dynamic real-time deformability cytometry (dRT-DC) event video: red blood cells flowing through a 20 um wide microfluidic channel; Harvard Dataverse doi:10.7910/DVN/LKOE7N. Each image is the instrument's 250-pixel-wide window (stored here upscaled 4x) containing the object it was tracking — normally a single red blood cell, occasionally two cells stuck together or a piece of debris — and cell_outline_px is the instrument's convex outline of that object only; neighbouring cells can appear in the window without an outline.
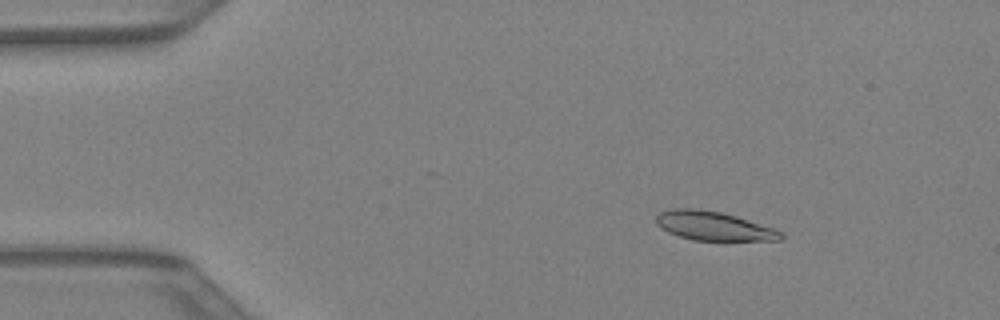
{"species": "Egyptian fruit bat (a non-hibernating species)", "species_latin": "Rousettus aegyptiacus", "temperature_condition": "warm", "stored_images_in_passage": 37, "camera_frame_rate_fps": 3000, "um_per_image_px": 0.085, "animal": {"sex": "female"}, "frame": {"image": 1, "passage_image": 1, "time_ms": 0.0, "image_size_px": [1000, 320], "cell_outline_px": [[784, 236], [780, 240], [724, 244], [692, 240], [668, 232], [660, 228], [656, 224], [656, 216], [660, 212], [676, 208], [696, 208], [720, 212], [736, 216], [784, 232]], "centroid_in_image_um": [60.72, 19.28], "position_along_channel_um": 24.3, "area_um2": 22.14}}
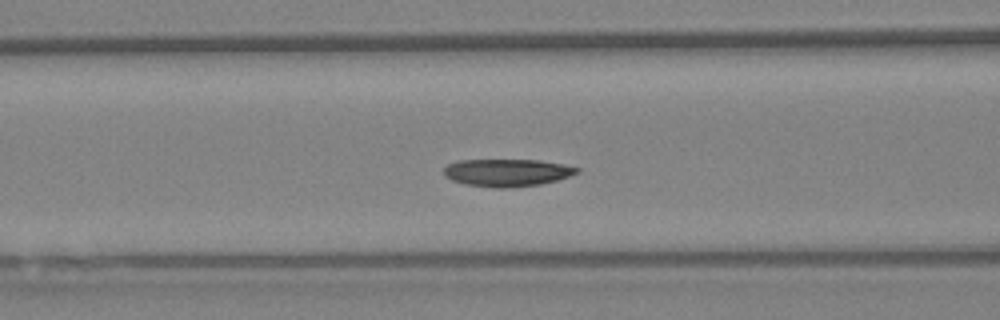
{"frame": {"image": 2, "passage_image": 12, "time_ms": 3.667, "image_size_px": [1000, 320], "cell_outline_px": [[580, 172], [556, 180], [540, 184], [512, 188], [496, 188], [464, 184], [452, 180], [444, 176], [444, 168], [448, 164], [460, 160], [540, 160], [564, 164], [580, 168]], "centroid_in_image_um": [43.1, 14.67], "position_along_channel_um": 123.5, "area_um2": 21.39}}
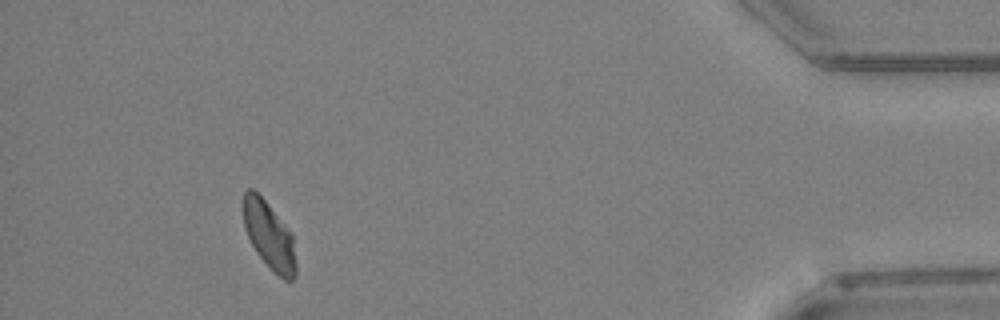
{"frame": {"image": 3, "passage_image": 34, "time_ms": 11.0, "image_size_px": [1000, 320], "cell_outline_px": [[296, 276], [292, 280], [284, 280], [256, 252], [244, 228], [244, 192], [248, 188], [252, 188], [264, 200], [292, 232], [296, 264]], "centroid_in_image_um": [22.9, 20.01], "position_along_channel_um": 412.3, "area_um2": 20.23}}